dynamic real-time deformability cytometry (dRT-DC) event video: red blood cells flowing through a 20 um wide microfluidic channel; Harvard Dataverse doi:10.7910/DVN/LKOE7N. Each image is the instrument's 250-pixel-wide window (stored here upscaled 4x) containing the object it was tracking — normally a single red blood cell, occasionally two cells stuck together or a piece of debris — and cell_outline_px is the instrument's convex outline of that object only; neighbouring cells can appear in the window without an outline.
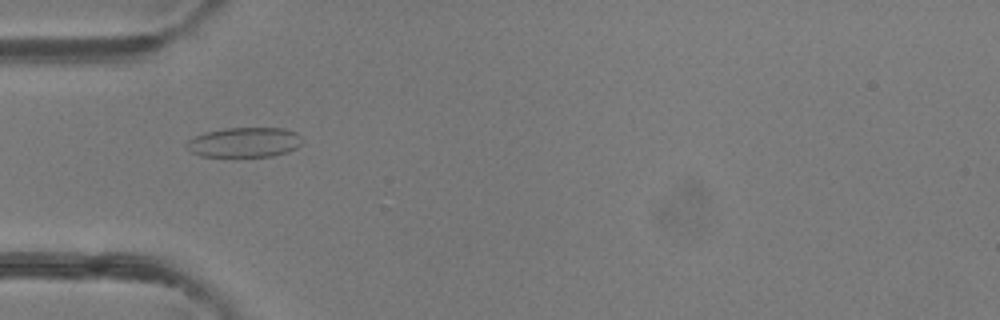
{"species": "common noctule bat (a hibernating species)", "species_latin": "Nyctalus noctula", "temperature_condition": "room temperature", "stored_images_in_passage": 50, "camera_frame_rate_fps": 3000, "um_per_image_px": 0.085, "animal": {"sex": "female"}, "frame": {"image": 1, "passage_image": 16, "time_ms": 5.0, "image_size_px": [1000, 320], "cell_outline_px": [[304, 140], [296, 148], [288, 152], [272, 156], [200, 156], [192, 152], [184, 144], [192, 136], [204, 132], [224, 128], [284, 128], [296, 132]], "centroid_in_image_um": [20.76, 12.08], "position_along_channel_um": 64.2, "area_um2": 20.29}}
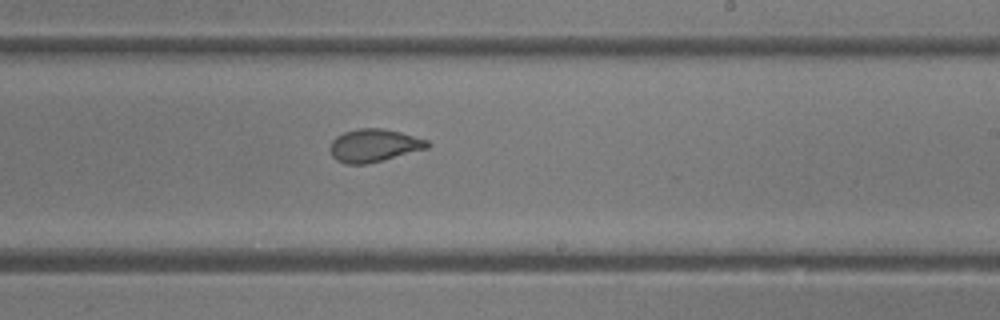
{"frame": {"image": 2, "passage_image": 30, "time_ms": 9.667, "image_size_px": [1000, 320], "cell_outline_px": [[432, 144], [428, 148], [384, 160], [368, 164], [344, 164], [336, 160], [332, 156], [328, 148], [332, 140], [336, 136], [344, 132], [360, 128], [380, 128], [400, 132], [428, 140]], "centroid_in_image_um": [31.77, 12.37], "position_along_channel_um": 257.2, "area_um2": 18.84}}
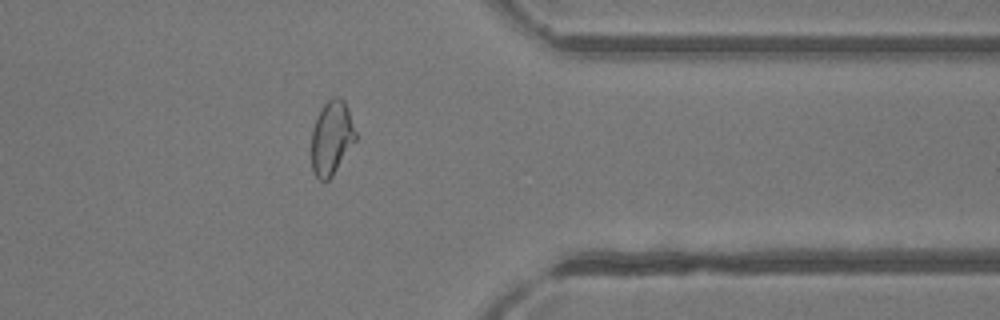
{"frame": {"image": 3, "passage_image": 40, "time_ms": 13.0, "image_size_px": [1000, 320], "cell_outline_px": [[356, 140], [332, 176], [324, 184], [312, 172], [312, 132], [316, 120], [324, 104], [332, 96], [340, 96], [344, 100], [348, 108], [356, 132]], "centroid_in_image_um": [28.19, 11.73], "position_along_channel_um": 383.2, "area_um2": 19.02}, "authors_computed_cell_mechanics": {"area_um2": 20.2878, "velocity_mm_per_s": 4.137, "shape_relaxation_time_tau1_ms": null, "shape_relaxation_time_tau2_ms": 0.7615, "deformation_change_tau1": null, "deformation_change_tau2": 0.0637}}